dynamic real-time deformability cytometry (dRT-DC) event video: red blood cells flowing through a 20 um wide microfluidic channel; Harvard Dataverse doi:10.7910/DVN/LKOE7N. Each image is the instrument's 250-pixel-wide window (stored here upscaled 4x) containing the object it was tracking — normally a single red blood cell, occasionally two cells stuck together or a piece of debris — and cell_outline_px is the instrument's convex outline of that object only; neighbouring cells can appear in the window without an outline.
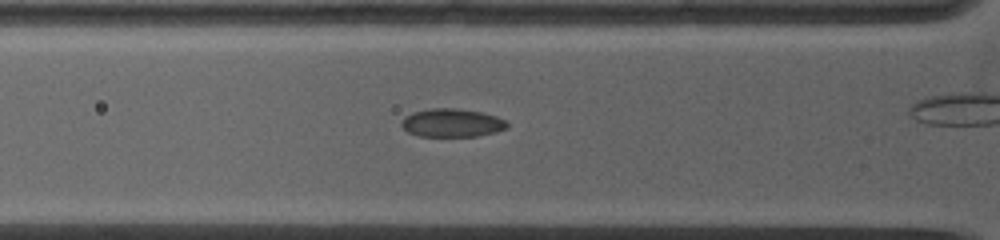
{"species": "common noctule bat (a hibernating species)", "species_latin": "Nyctalus noctula", "temperature_condition": "warm", "stored_images_in_passage": 5, "camera_frame_rate_fps": 5000, "um_per_image_px": 0.085, "animal": {"sex": "female", "body_mass_g": 19.0, "forearm_length_mm": 53.3}, "frame": {"image": 1, "passage_image": 2, "time_ms": 0.4, "image_size_px": [1000, 240], "cell_outline_px": [[508, 128], [496, 132], [476, 136], [420, 136], [408, 132], [400, 124], [404, 116], [412, 112], [432, 108], [460, 108], [484, 112], [496, 116], [504, 120], [508, 124]], "centroid_in_image_um": [38.42, 10.43], "position_along_channel_um": 87.4, "area_um2": 17.57}}
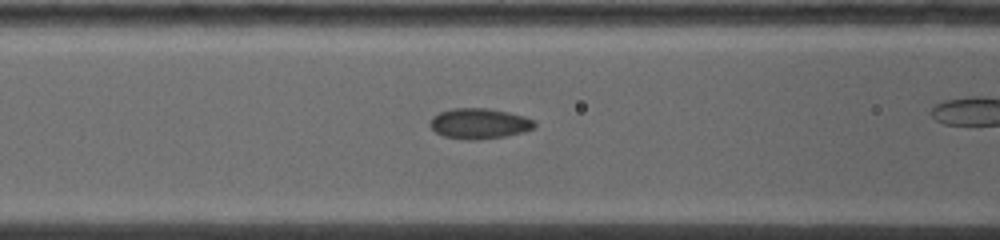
{"frame": {"image": 2, "passage_image": 4, "time_ms": 1.4, "image_size_px": [1000, 240], "cell_outline_px": [[536, 124], [532, 128], [524, 132], [504, 136], [480, 140], [464, 140], [444, 136], [436, 132], [428, 124], [432, 116], [440, 112], [452, 108], [488, 108], [508, 112], [524, 116], [532, 120]], "centroid_in_image_um": [40.7, 10.5], "position_along_channel_um": 125.9, "area_um2": 18.61}}